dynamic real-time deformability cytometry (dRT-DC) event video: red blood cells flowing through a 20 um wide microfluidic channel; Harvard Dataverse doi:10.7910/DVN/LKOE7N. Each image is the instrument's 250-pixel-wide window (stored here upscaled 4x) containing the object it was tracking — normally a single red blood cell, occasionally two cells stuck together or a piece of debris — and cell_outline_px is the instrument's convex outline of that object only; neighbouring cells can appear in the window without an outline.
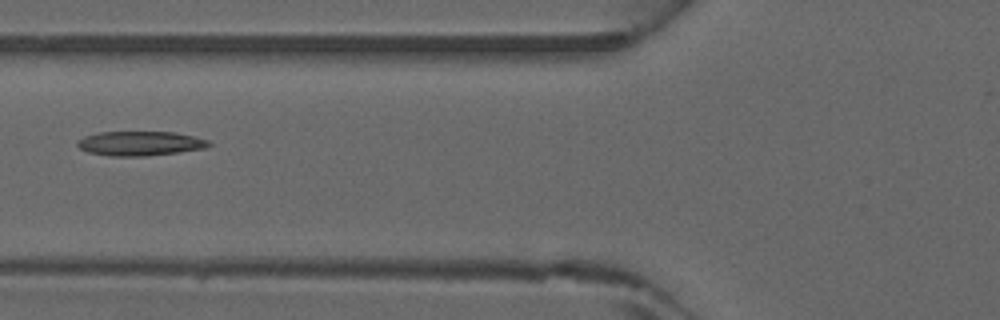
{"species": "common noctule bat (a hibernating species)", "species_latin": "Nyctalus noctula", "temperature_condition": "warm", "stored_images_in_passage": 3, "camera_frame_rate_fps": 3000, "um_per_image_px": 0.085, "animal": {"sex": "male", "forearm_length_mm": 52.5}, "frame": {"image": 1, "passage_image": 3, "time_ms": 0.667, "image_size_px": [1000, 320], "cell_outline_px": [[212, 144], [204, 148], [176, 152], [144, 156], [112, 156], [88, 152], [80, 148], [76, 144], [84, 136], [100, 132], [172, 132], [192, 136], [208, 140]], "centroid_in_image_um": [11.89, 12.19], "position_along_channel_um": 113.9, "area_um2": 18.38}}